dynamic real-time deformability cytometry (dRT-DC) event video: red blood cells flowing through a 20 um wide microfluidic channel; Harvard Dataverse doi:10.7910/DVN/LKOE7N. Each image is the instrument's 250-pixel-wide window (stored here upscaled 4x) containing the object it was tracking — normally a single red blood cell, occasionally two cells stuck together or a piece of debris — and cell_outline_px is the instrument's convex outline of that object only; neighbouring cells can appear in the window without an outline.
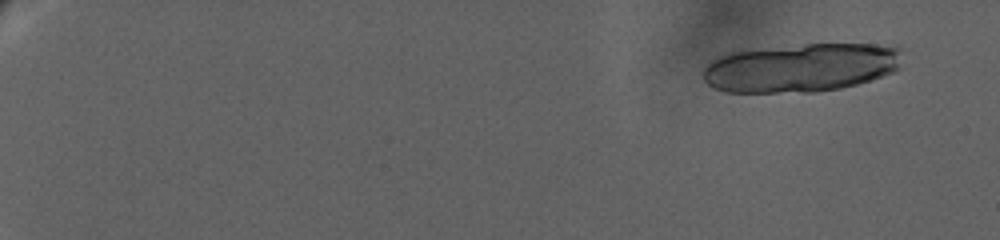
{"species": "human", "species_latin": "Homo sapiens", "temperature_condition": "warm", "stored_images_in_passage": 20, "camera_frame_rate_fps": 3000, "um_per_image_px": 0.085, "donor": {"sex": "female"}, "frame": {"image": 1, "passage_image": 3, "time_ms": 1.667, "image_size_px": [1000, 240], "cell_outline_px": [[900, 68], [892, 72], [872, 80], [840, 88], [816, 92], [728, 92], [712, 88], [704, 80], [704, 68], [712, 60], [728, 52], [804, 44], [900, 44]], "centroid_in_image_um": [68.13, 5.74], "position_along_channel_um": 16.9, "area_um2": 56.76}}